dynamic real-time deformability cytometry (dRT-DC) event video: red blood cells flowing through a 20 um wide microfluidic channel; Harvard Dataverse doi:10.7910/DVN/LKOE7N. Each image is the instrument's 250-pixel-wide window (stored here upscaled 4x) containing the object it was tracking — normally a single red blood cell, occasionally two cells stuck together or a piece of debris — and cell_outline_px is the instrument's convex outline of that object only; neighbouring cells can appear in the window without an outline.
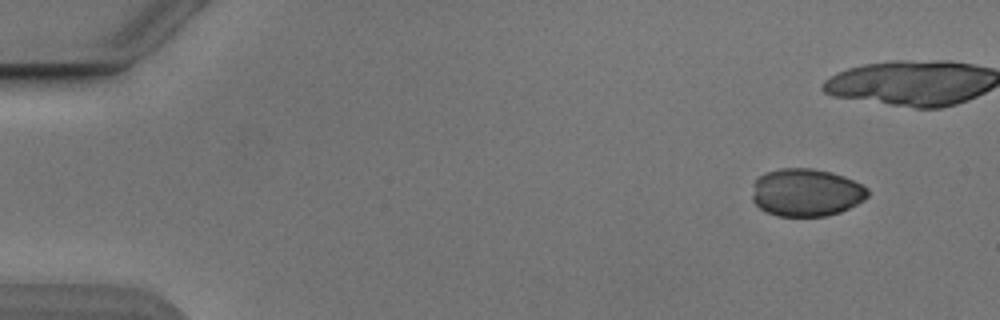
{"species": "Egyptian fruit bat (a non-hibernating species)", "species_latin": "Rousettus aegyptiacus", "temperature_condition": "cold", "stored_images_in_passage": 15, "camera_frame_rate_fps": 3000, "um_per_image_px": 0.085, "animal": {"sex": "male"}, "frame": {"image": 1, "passage_image": 1, "time_ms": 0.0, "image_size_px": [1000, 320], "cell_outline_px": [[868, 196], [864, 200], [840, 212], [824, 216], [776, 216], [760, 208], [752, 200], [752, 196], [756, 180], [760, 176], [768, 172], [780, 168], [812, 168], [832, 172], [844, 176], [868, 188]], "centroid_in_image_um": [68.54, 16.36], "position_along_channel_um": 16.5, "area_um2": 31.96}}